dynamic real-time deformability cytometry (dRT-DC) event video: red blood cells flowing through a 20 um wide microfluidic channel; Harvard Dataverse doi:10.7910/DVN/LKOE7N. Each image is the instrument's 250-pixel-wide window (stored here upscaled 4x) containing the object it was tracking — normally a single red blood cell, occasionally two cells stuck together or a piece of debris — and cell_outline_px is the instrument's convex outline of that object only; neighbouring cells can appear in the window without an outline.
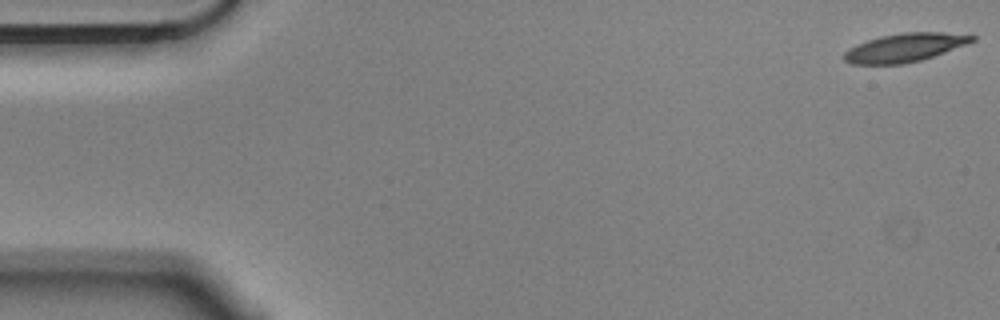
{"species": "Egyptian fruit bat (a non-hibernating species)", "species_latin": "Rousettus aegyptiacus", "temperature_condition": "cold", "stored_images_in_passage": 15, "camera_frame_rate_fps": 3000, "um_per_image_px": 0.085, "animal": {"sex": "male"}, "frame": {"image": 1, "passage_image": 1, "time_ms": 0.0, "image_size_px": [1000, 320], "cell_outline_px": [[976, 40], [932, 56], [920, 60], [900, 64], [852, 64], [844, 60], [844, 52], [848, 48], [856, 44], [880, 36], [904, 32], [944, 32], [976, 36]], "centroid_in_image_um": [76.86, 4.04], "position_along_channel_um": 8.1, "area_um2": 20.98}}
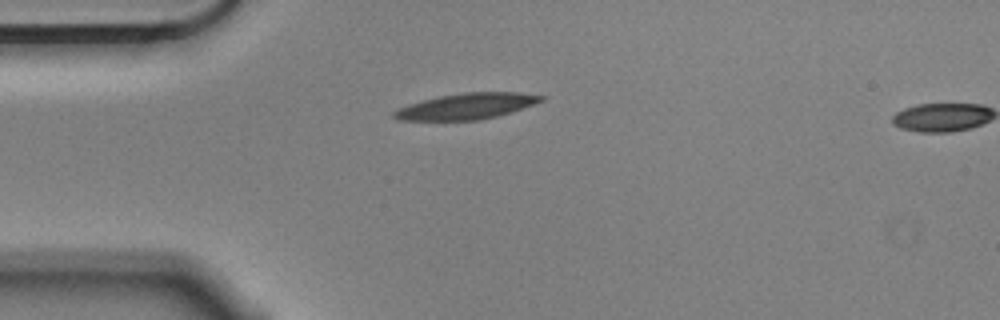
{"frame": {"image": 2, "passage_image": 14, "time_ms": 4.333, "image_size_px": [1000, 320], "cell_outline_px": [[544, 100], [496, 116], [480, 120], [396, 120], [392, 116], [392, 112], [408, 104], [440, 96], [464, 92], [520, 92], [544, 96]], "centroid_in_image_um": [39.61, 9.03], "position_along_channel_um": 45.4, "area_um2": 21.91}}